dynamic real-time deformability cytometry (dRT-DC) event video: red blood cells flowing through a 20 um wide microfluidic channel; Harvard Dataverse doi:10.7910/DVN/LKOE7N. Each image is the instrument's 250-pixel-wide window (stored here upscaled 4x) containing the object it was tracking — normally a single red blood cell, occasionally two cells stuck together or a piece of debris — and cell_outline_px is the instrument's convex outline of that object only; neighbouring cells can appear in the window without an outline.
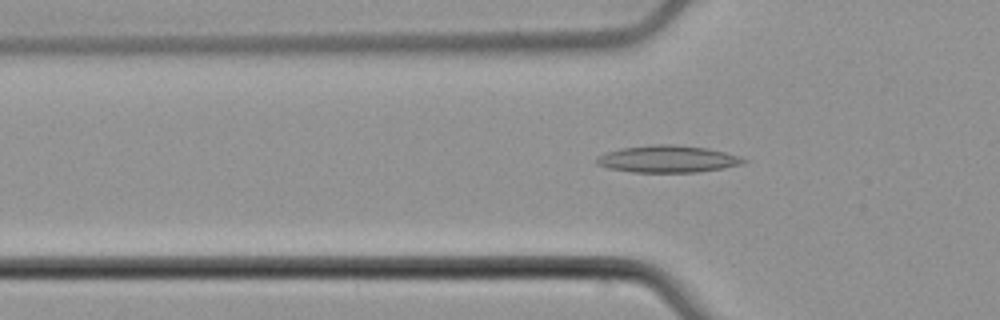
{"species": "common noctule bat (a hibernating species)", "species_latin": "Nyctalus noctula", "temperature_condition": "cold", "stored_images_in_passage": 52, "camera_frame_rate_fps": 3000, "um_per_image_px": 0.085, "animal": {"sex": "male", "body_mass_g": 21.5, "forearm_length_mm": 52.0}, "frame": {"image": 1, "passage_image": 16, "time_ms": 5.0, "image_size_px": [1000, 320], "cell_outline_px": [[748, 160], [744, 164], [724, 168], [696, 172], [632, 172], [608, 168], [596, 164], [596, 160], [600, 156], [608, 152], [620, 148], [652, 144], [672, 144], [708, 148], [724, 152]], "centroid_in_image_um": [56.76, 13.51], "position_along_channel_um": 69.0, "area_um2": 23.06}}
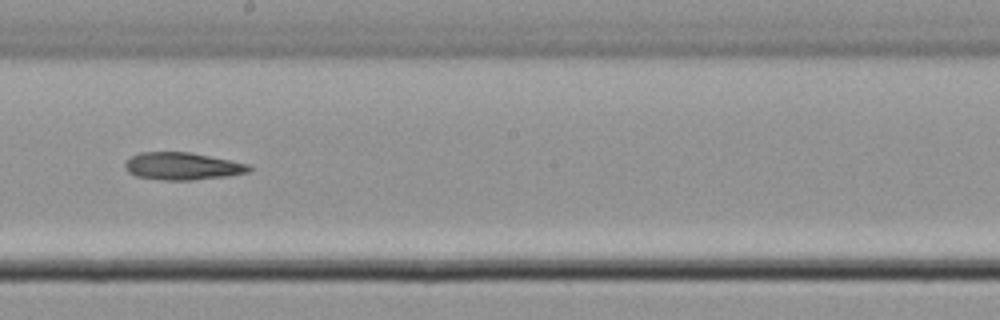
{"frame": {"image": 2, "passage_image": 29, "time_ms": 9.333, "image_size_px": [1000, 320], "cell_outline_px": [[252, 168], [248, 172], [228, 176], [192, 180], [160, 180], [136, 176], [128, 172], [124, 168], [124, 160], [140, 152], [188, 152], [248, 164]], "centroid_in_image_um": [15.44, 14.13], "position_along_channel_um": 232.8, "area_um2": 19.77}}
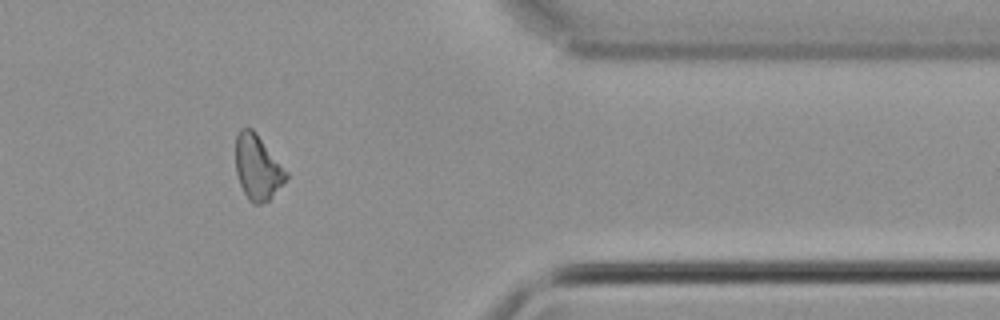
{"frame": {"image": 3, "passage_image": 43, "time_ms": 14.0, "image_size_px": [1000, 320], "cell_outline_px": [[288, 176], [268, 200], [260, 204], [252, 204], [248, 200], [240, 184], [236, 172], [236, 136], [240, 128], [252, 128], [256, 132], [288, 172]], "centroid_in_image_um": [21.87, 14.21], "position_along_channel_um": 389.5, "area_um2": 18.9}}